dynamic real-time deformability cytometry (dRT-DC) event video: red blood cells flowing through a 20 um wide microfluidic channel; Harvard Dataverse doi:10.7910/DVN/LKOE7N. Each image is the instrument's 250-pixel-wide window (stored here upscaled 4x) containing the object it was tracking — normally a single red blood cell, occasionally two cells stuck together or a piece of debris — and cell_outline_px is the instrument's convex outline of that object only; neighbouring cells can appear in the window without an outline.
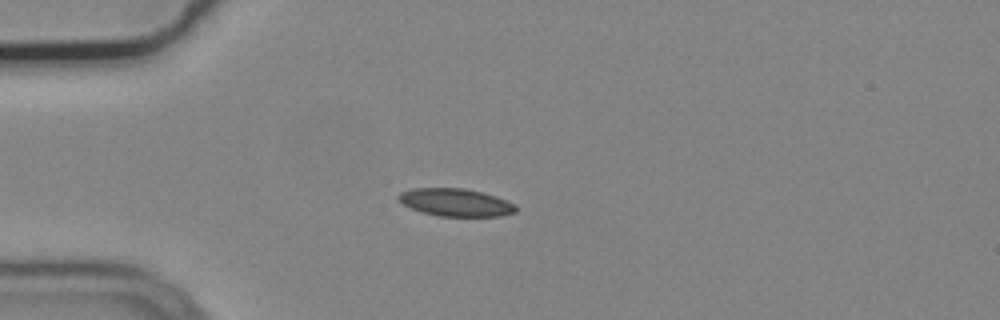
{"species": "common noctule bat (a hibernating species)", "species_latin": "Nyctalus noctula", "temperature_condition": "cold", "stored_images_in_passage": 54, "camera_frame_rate_fps": 3000, "um_per_image_px": 0.085, "animal": {"sex": "male", "body_mass_g": 19.2, "forearm_length_mm": 51.8}, "frame": {"image": 1, "passage_image": 14, "time_ms": 4.333, "image_size_px": [1000, 320], "cell_outline_px": [[516, 212], [500, 216], [440, 216], [424, 212], [412, 208], [404, 204], [396, 196], [400, 192], [412, 188], [464, 188], [484, 192], [496, 196], [516, 204]], "centroid_in_image_um": [38.76, 17.19], "position_along_channel_um": 46.2, "area_um2": 18.9}}
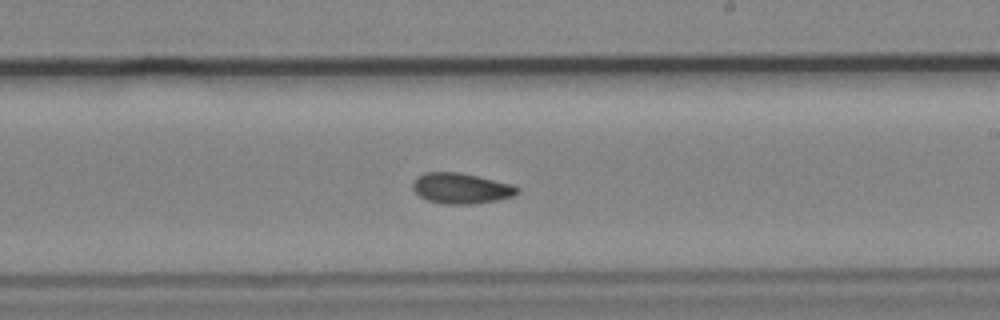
{"frame": {"image": 2, "passage_image": 32, "time_ms": 10.333, "image_size_px": [1000, 320], "cell_outline_px": [[520, 192], [512, 196], [496, 200], [476, 204], [444, 204], [428, 200], [420, 196], [412, 188], [412, 184], [416, 176], [424, 172], [460, 172], [512, 184], [520, 188]], "centroid_in_image_um": [39.19, 16.0], "position_along_channel_um": 249.8, "area_um2": 18.73}}
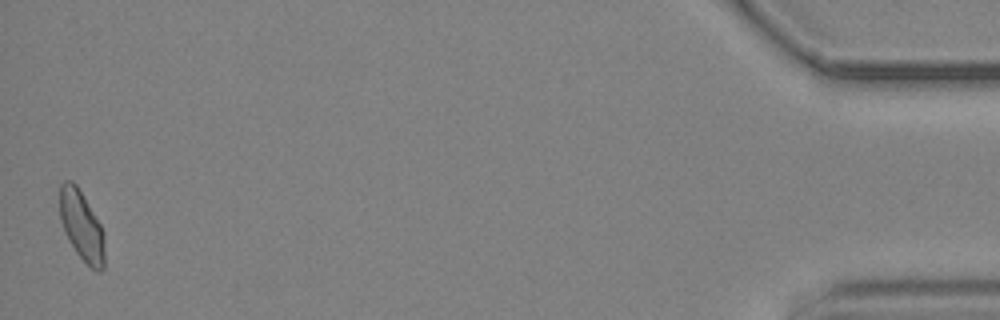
{"frame": {"image": 3, "passage_image": 54, "time_ms": 17.667, "image_size_px": [1000, 320], "cell_outline_px": [[104, 268], [100, 272], [96, 272], [76, 252], [68, 240], [64, 232], [60, 220], [60, 184], [64, 180], [72, 180], [76, 184], [100, 224], [104, 232]], "centroid_in_image_um": [6.93, 19.2], "position_along_channel_um": 428.3, "area_um2": 18.21}, "authors_computed_cell_mechanics": {"area_um2": 18.2648, "velocity_mm_per_s": 3.7111, "shape_relaxation_time_tau1_ms": null, "shape_relaxation_time_tau2_ms": 6.338, "deformation_change_tau1": null, "deformation_change_tau2": 0.1074}}